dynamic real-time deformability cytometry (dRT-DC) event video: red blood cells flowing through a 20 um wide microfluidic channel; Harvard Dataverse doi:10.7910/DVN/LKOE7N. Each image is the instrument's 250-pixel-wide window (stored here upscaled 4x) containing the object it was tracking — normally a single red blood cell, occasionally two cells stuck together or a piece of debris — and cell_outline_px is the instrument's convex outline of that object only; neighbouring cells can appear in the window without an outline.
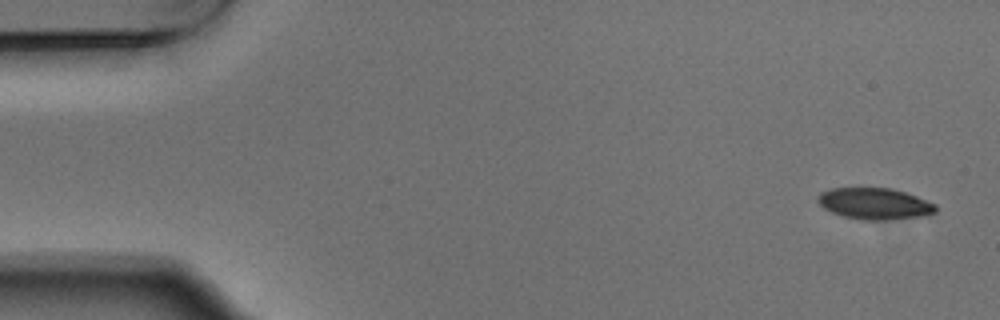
{"species": "Egyptian fruit bat (a non-hibernating species)", "species_latin": "Rousettus aegyptiacus", "temperature_condition": "warm", "stored_images_in_passage": 4, "camera_frame_rate_fps": 3000, "um_per_image_px": 0.085, "animal": {"sex": "male"}, "frame": {"image": 1, "passage_image": 1, "time_ms": 0.0, "image_size_px": [1000, 320], "cell_outline_px": [[936, 212], [924, 216], [876, 220], [864, 220], [844, 216], [832, 212], [824, 208], [816, 200], [820, 192], [832, 188], [892, 188], [916, 196], [936, 204]], "centroid_in_image_um": [74.33, 17.3], "position_along_channel_um": 10.7, "area_um2": 21.39}}
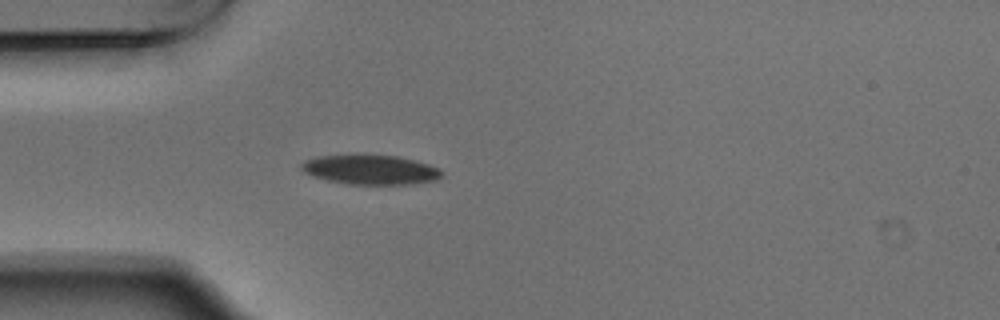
{"frame": {"image": 2, "passage_image": 4, "time_ms": 1.0, "image_size_px": [1000, 320], "cell_outline_px": [[444, 172], [436, 180], [408, 184], [348, 184], [328, 180], [312, 176], [304, 172], [300, 168], [300, 164], [304, 160], [316, 156], [352, 152], [364, 152], [396, 156], [428, 164], [440, 168]], "centroid_in_image_um": [31.41, 14.37], "position_along_channel_um": 53.6, "area_um2": 25.09}}